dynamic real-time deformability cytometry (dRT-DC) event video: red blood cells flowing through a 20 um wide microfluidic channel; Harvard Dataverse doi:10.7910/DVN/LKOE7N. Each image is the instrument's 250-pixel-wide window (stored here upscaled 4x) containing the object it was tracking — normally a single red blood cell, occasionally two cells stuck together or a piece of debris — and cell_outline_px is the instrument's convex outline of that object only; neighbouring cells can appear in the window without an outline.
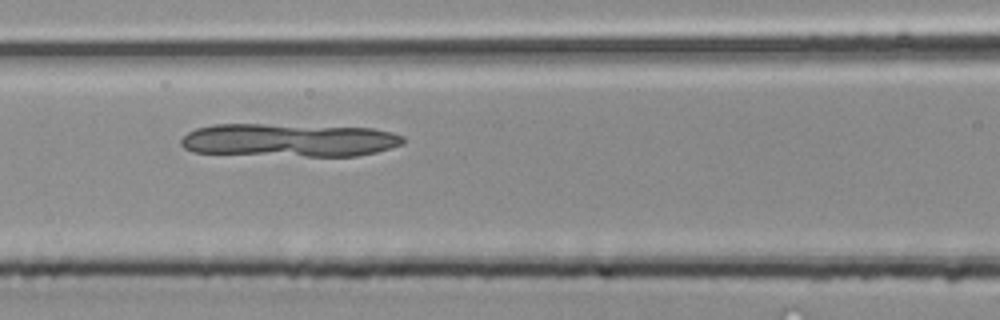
{"species": "common noctule bat (a hibernating species)", "species_latin": "Nyctalus noctula", "temperature_condition": "room temperature", "stored_images_in_passage": 33, "camera_frame_rate_fps": 3000, "um_per_image_px": 0.085, "animal": {"sex": "male", "body_mass_g": 20.4}, "frame": {"image": 1, "passage_image": 8, "time_ms": 2.333, "image_size_px": [1000, 320], "cell_outline_px": [[404, 144], [392, 148], [376, 152], [356, 156], [304, 156], [192, 152], [184, 148], [180, 144], [180, 140], [188, 132], [196, 128], [216, 124], [264, 124], [372, 128], [392, 132], [404, 136]], "centroid_in_image_um": [24.6, 11.91], "position_along_channel_um": 142.0, "area_um2": 43.06}}
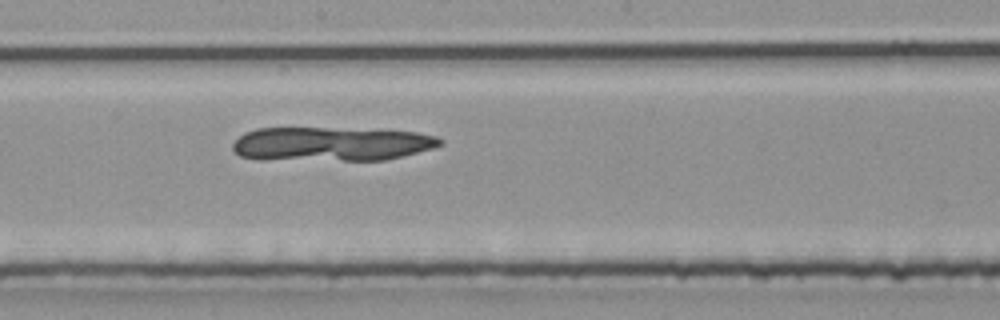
{"frame": {"image": 2, "passage_image": 13, "time_ms": 4.0, "image_size_px": [1000, 320], "cell_outline_px": [[444, 144], [432, 148], [384, 160], [256, 160], [240, 156], [232, 148], [232, 144], [244, 132], [256, 128], [324, 128], [416, 132], [436, 136], [444, 140]], "centroid_in_image_um": [28.09, 12.25], "position_along_channel_um": 220.1, "area_um2": 41.21}}
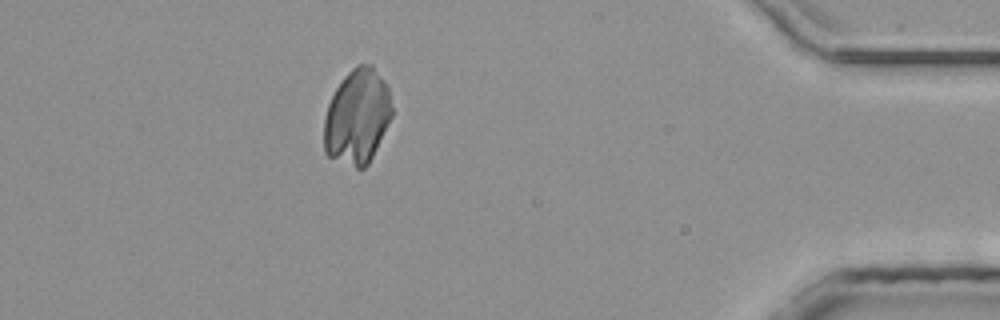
{"frame": {"image": 3, "passage_image": 28, "time_ms": 9.0, "image_size_px": [1000, 320], "cell_outline_px": [[392, 116], [368, 164], [364, 168], [356, 168], [328, 156], [324, 152], [324, 120], [328, 104], [336, 88], [344, 76], [356, 64], [372, 64], [384, 80], [388, 88], [392, 108]], "centroid_in_image_um": [30.36, 9.9], "position_along_channel_um": 404.8, "area_um2": 37.51}}